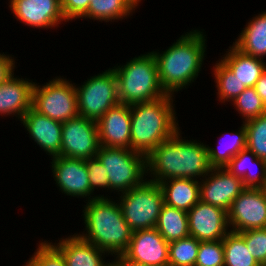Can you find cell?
Masks as SVG:
<instances>
[{"label":"cell","instance_id":"obj_1","mask_svg":"<svg viewBox=\"0 0 266 266\" xmlns=\"http://www.w3.org/2000/svg\"><path fill=\"white\" fill-rule=\"evenodd\" d=\"M179 131L146 156V173L151 172L156 183L174 178H204L213 168L207 146L195 140L180 139ZM155 175V176H154Z\"/></svg>","mask_w":266,"mask_h":266},{"label":"cell","instance_id":"obj_2","mask_svg":"<svg viewBox=\"0 0 266 266\" xmlns=\"http://www.w3.org/2000/svg\"><path fill=\"white\" fill-rule=\"evenodd\" d=\"M205 41L203 32L193 30L182 35L162 54L152 51L159 82L166 94L173 95L198 77L206 51Z\"/></svg>","mask_w":266,"mask_h":266},{"label":"cell","instance_id":"obj_3","mask_svg":"<svg viewBox=\"0 0 266 266\" xmlns=\"http://www.w3.org/2000/svg\"><path fill=\"white\" fill-rule=\"evenodd\" d=\"M87 233L78 234L105 252L123 254L129 247L133 231L125 221L119 203L102 196H93L84 207Z\"/></svg>","mask_w":266,"mask_h":266},{"label":"cell","instance_id":"obj_4","mask_svg":"<svg viewBox=\"0 0 266 266\" xmlns=\"http://www.w3.org/2000/svg\"><path fill=\"white\" fill-rule=\"evenodd\" d=\"M172 95L130 105L131 150L147 156L180 129L176 122Z\"/></svg>","mask_w":266,"mask_h":266},{"label":"cell","instance_id":"obj_5","mask_svg":"<svg viewBox=\"0 0 266 266\" xmlns=\"http://www.w3.org/2000/svg\"><path fill=\"white\" fill-rule=\"evenodd\" d=\"M113 68L116 74L120 103L133 105L153 101L167 95L160 85L157 65L152 52L135 57L126 65Z\"/></svg>","mask_w":266,"mask_h":266},{"label":"cell","instance_id":"obj_6","mask_svg":"<svg viewBox=\"0 0 266 266\" xmlns=\"http://www.w3.org/2000/svg\"><path fill=\"white\" fill-rule=\"evenodd\" d=\"M123 217L133 232L155 228L164 195L159 183L145 181L120 196Z\"/></svg>","mask_w":266,"mask_h":266},{"label":"cell","instance_id":"obj_7","mask_svg":"<svg viewBox=\"0 0 266 266\" xmlns=\"http://www.w3.org/2000/svg\"><path fill=\"white\" fill-rule=\"evenodd\" d=\"M96 157L107 170L109 190L124 193L145 181L146 156L139 152L100 146Z\"/></svg>","mask_w":266,"mask_h":266},{"label":"cell","instance_id":"obj_8","mask_svg":"<svg viewBox=\"0 0 266 266\" xmlns=\"http://www.w3.org/2000/svg\"><path fill=\"white\" fill-rule=\"evenodd\" d=\"M62 78H53L44 86L33 84L31 107L40 114L66 122L79 115L76 86Z\"/></svg>","mask_w":266,"mask_h":266},{"label":"cell","instance_id":"obj_9","mask_svg":"<svg viewBox=\"0 0 266 266\" xmlns=\"http://www.w3.org/2000/svg\"><path fill=\"white\" fill-rule=\"evenodd\" d=\"M75 88L78 113L87 119L97 122L111 107L120 103L113 68L90 77L82 86Z\"/></svg>","mask_w":266,"mask_h":266},{"label":"cell","instance_id":"obj_10","mask_svg":"<svg viewBox=\"0 0 266 266\" xmlns=\"http://www.w3.org/2000/svg\"><path fill=\"white\" fill-rule=\"evenodd\" d=\"M100 147L96 121L76 116L62 123L61 156L86 160Z\"/></svg>","mask_w":266,"mask_h":266},{"label":"cell","instance_id":"obj_11","mask_svg":"<svg viewBox=\"0 0 266 266\" xmlns=\"http://www.w3.org/2000/svg\"><path fill=\"white\" fill-rule=\"evenodd\" d=\"M227 214L230 231L266 228V188H245Z\"/></svg>","mask_w":266,"mask_h":266},{"label":"cell","instance_id":"obj_12","mask_svg":"<svg viewBox=\"0 0 266 266\" xmlns=\"http://www.w3.org/2000/svg\"><path fill=\"white\" fill-rule=\"evenodd\" d=\"M209 173L208 178L205 176L206 180L200 182V201L228 212L232 202L245 189L243 181L225 167H213Z\"/></svg>","mask_w":266,"mask_h":266},{"label":"cell","instance_id":"obj_13","mask_svg":"<svg viewBox=\"0 0 266 266\" xmlns=\"http://www.w3.org/2000/svg\"><path fill=\"white\" fill-rule=\"evenodd\" d=\"M187 214L190 236L200 242L223 240L228 233V214L220 207L199 201Z\"/></svg>","mask_w":266,"mask_h":266},{"label":"cell","instance_id":"obj_14","mask_svg":"<svg viewBox=\"0 0 266 266\" xmlns=\"http://www.w3.org/2000/svg\"><path fill=\"white\" fill-rule=\"evenodd\" d=\"M123 254L146 266H169V243L156 228L133 232L129 247Z\"/></svg>","mask_w":266,"mask_h":266},{"label":"cell","instance_id":"obj_15","mask_svg":"<svg viewBox=\"0 0 266 266\" xmlns=\"http://www.w3.org/2000/svg\"><path fill=\"white\" fill-rule=\"evenodd\" d=\"M96 123L100 146L131 149L130 105L116 104Z\"/></svg>","mask_w":266,"mask_h":266},{"label":"cell","instance_id":"obj_16","mask_svg":"<svg viewBox=\"0 0 266 266\" xmlns=\"http://www.w3.org/2000/svg\"><path fill=\"white\" fill-rule=\"evenodd\" d=\"M51 160L54 180L64 194L73 197H92L85 160L64 156Z\"/></svg>","mask_w":266,"mask_h":266},{"label":"cell","instance_id":"obj_17","mask_svg":"<svg viewBox=\"0 0 266 266\" xmlns=\"http://www.w3.org/2000/svg\"><path fill=\"white\" fill-rule=\"evenodd\" d=\"M9 7L20 22L30 27L51 28L66 22L61 0H10Z\"/></svg>","mask_w":266,"mask_h":266},{"label":"cell","instance_id":"obj_18","mask_svg":"<svg viewBox=\"0 0 266 266\" xmlns=\"http://www.w3.org/2000/svg\"><path fill=\"white\" fill-rule=\"evenodd\" d=\"M31 139L46 153L54 157L61 156L62 122L40 114L32 107L20 120Z\"/></svg>","mask_w":266,"mask_h":266},{"label":"cell","instance_id":"obj_19","mask_svg":"<svg viewBox=\"0 0 266 266\" xmlns=\"http://www.w3.org/2000/svg\"><path fill=\"white\" fill-rule=\"evenodd\" d=\"M13 75L0 85V114H17L21 120L31 108L34 82Z\"/></svg>","mask_w":266,"mask_h":266},{"label":"cell","instance_id":"obj_20","mask_svg":"<svg viewBox=\"0 0 266 266\" xmlns=\"http://www.w3.org/2000/svg\"><path fill=\"white\" fill-rule=\"evenodd\" d=\"M54 246L62 253L66 266H111V263H105L102 259V254L107 252L78 234L62 239L57 245L54 243Z\"/></svg>","mask_w":266,"mask_h":266},{"label":"cell","instance_id":"obj_21","mask_svg":"<svg viewBox=\"0 0 266 266\" xmlns=\"http://www.w3.org/2000/svg\"><path fill=\"white\" fill-rule=\"evenodd\" d=\"M164 203L188 212L200 201V182L195 178H174L159 183Z\"/></svg>","mask_w":266,"mask_h":266},{"label":"cell","instance_id":"obj_22","mask_svg":"<svg viewBox=\"0 0 266 266\" xmlns=\"http://www.w3.org/2000/svg\"><path fill=\"white\" fill-rule=\"evenodd\" d=\"M229 48L221 61L246 87H254L266 69V63L262 59L243 53L234 45Z\"/></svg>","mask_w":266,"mask_h":266},{"label":"cell","instance_id":"obj_23","mask_svg":"<svg viewBox=\"0 0 266 266\" xmlns=\"http://www.w3.org/2000/svg\"><path fill=\"white\" fill-rule=\"evenodd\" d=\"M252 157V158H251ZM255 164L260 171L254 174L248 171V164ZM232 174L242 179L245 188H266V161L257 156L247 148L241 150L225 166ZM247 171V172H246Z\"/></svg>","mask_w":266,"mask_h":266},{"label":"cell","instance_id":"obj_24","mask_svg":"<svg viewBox=\"0 0 266 266\" xmlns=\"http://www.w3.org/2000/svg\"><path fill=\"white\" fill-rule=\"evenodd\" d=\"M252 19L233 45L247 55L263 59L266 56V11Z\"/></svg>","mask_w":266,"mask_h":266},{"label":"cell","instance_id":"obj_25","mask_svg":"<svg viewBox=\"0 0 266 266\" xmlns=\"http://www.w3.org/2000/svg\"><path fill=\"white\" fill-rule=\"evenodd\" d=\"M155 228L168 243L190 236L187 212L165 203Z\"/></svg>","mask_w":266,"mask_h":266},{"label":"cell","instance_id":"obj_26","mask_svg":"<svg viewBox=\"0 0 266 266\" xmlns=\"http://www.w3.org/2000/svg\"><path fill=\"white\" fill-rule=\"evenodd\" d=\"M134 8L136 5L131 0H93L82 18L109 22L129 16Z\"/></svg>","mask_w":266,"mask_h":266},{"label":"cell","instance_id":"obj_27","mask_svg":"<svg viewBox=\"0 0 266 266\" xmlns=\"http://www.w3.org/2000/svg\"><path fill=\"white\" fill-rule=\"evenodd\" d=\"M222 241L224 266H261L252 257L245 239L238 232L228 231Z\"/></svg>","mask_w":266,"mask_h":266},{"label":"cell","instance_id":"obj_28","mask_svg":"<svg viewBox=\"0 0 266 266\" xmlns=\"http://www.w3.org/2000/svg\"><path fill=\"white\" fill-rule=\"evenodd\" d=\"M230 137V143H226V147L224 146L225 143L224 145L223 143L220 144V146L225 147L222 150H220L221 148L218 150L210 148L207 145L209 163L212 167H225L233 157L246 148L247 136L244 123L242 124L240 130L235 134L233 133Z\"/></svg>","mask_w":266,"mask_h":266},{"label":"cell","instance_id":"obj_29","mask_svg":"<svg viewBox=\"0 0 266 266\" xmlns=\"http://www.w3.org/2000/svg\"><path fill=\"white\" fill-rule=\"evenodd\" d=\"M214 67L215 82L218 88L217 95L220 101L222 100L224 103L225 100L229 102L231 99L233 101L247 88L222 61L216 63Z\"/></svg>","mask_w":266,"mask_h":266},{"label":"cell","instance_id":"obj_30","mask_svg":"<svg viewBox=\"0 0 266 266\" xmlns=\"http://www.w3.org/2000/svg\"><path fill=\"white\" fill-rule=\"evenodd\" d=\"M200 241L192 236L169 243V266H195Z\"/></svg>","mask_w":266,"mask_h":266},{"label":"cell","instance_id":"obj_31","mask_svg":"<svg viewBox=\"0 0 266 266\" xmlns=\"http://www.w3.org/2000/svg\"><path fill=\"white\" fill-rule=\"evenodd\" d=\"M243 123L246 127V148L266 161V113Z\"/></svg>","mask_w":266,"mask_h":266},{"label":"cell","instance_id":"obj_32","mask_svg":"<svg viewBox=\"0 0 266 266\" xmlns=\"http://www.w3.org/2000/svg\"><path fill=\"white\" fill-rule=\"evenodd\" d=\"M233 104L243 118H245V121L266 113V106L263 104L261 97L256 93L254 87H247L233 100Z\"/></svg>","mask_w":266,"mask_h":266},{"label":"cell","instance_id":"obj_33","mask_svg":"<svg viewBox=\"0 0 266 266\" xmlns=\"http://www.w3.org/2000/svg\"><path fill=\"white\" fill-rule=\"evenodd\" d=\"M25 266H66V262L62 253L51 242L44 241L38 245Z\"/></svg>","mask_w":266,"mask_h":266},{"label":"cell","instance_id":"obj_34","mask_svg":"<svg viewBox=\"0 0 266 266\" xmlns=\"http://www.w3.org/2000/svg\"><path fill=\"white\" fill-rule=\"evenodd\" d=\"M239 234L245 239L252 257L261 266H266V228L249 229Z\"/></svg>","mask_w":266,"mask_h":266},{"label":"cell","instance_id":"obj_35","mask_svg":"<svg viewBox=\"0 0 266 266\" xmlns=\"http://www.w3.org/2000/svg\"><path fill=\"white\" fill-rule=\"evenodd\" d=\"M195 266H224L223 241L200 242Z\"/></svg>","mask_w":266,"mask_h":266},{"label":"cell","instance_id":"obj_36","mask_svg":"<svg viewBox=\"0 0 266 266\" xmlns=\"http://www.w3.org/2000/svg\"><path fill=\"white\" fill-rule=\"evenodd\" d=\"M89 174L90 190L93 193L96 188H108L109 180L106 168L100 163L98 158L92 157L85 160Z\"/></svg>","mask_w":266,"mask_h":266},{"label":"cell","instance_id":"obj_37","mask_svg":"<svg viewBox=\"0 0 266 266\" xmlns=\"http://www.w3.org/2000/svg\"><path fill=\"white\" fill-rule=\"evenodd\" d=\"M93 0H61V9L66 21L81 18Z\"/></svg>","mask_w":266,"mask_h":266},{"label":"cell","instance_id":"obj_38","mask_svg":"<svg viewBox=\"0 0 266 266\" xmlns=\"http://www.w3.org/2000/svg\"><path fill=\"white\" fill-rule=\"evenodd\" d=\"M14 64V59L11 56L0 53V85L13 74Z\"/></svg>","mask_w":266,"mask_h":266},{"label":"cell","instance_id":"obj_39","mask_svg":"<svg viewBox=\"0 0 266 266\" xmlns=\"http://www.w3.org/2000/svg\"><path fill=\"white\" fill-rule=\"evenodd\" d=\"M256 93L261 97L263 104L266 106V69L254 86Z\"/></svg>","mask_w":266,"mask_h":266},{"label":"cell","instance_id":"obj_40","mask_svg":"<svg viewBox=\"0 0 266 266\" xmlns=\"http://www.w3.org/2000/svg\"><path fill=\"white\" fill-rule=\"evenodd\" d=\"M116 260L111 263V266H146L142 263L128 259L124 254L116 256Z\"/></svg>","mask_w":266,"mask_h":266},{"label":"cell","instance_id":"obj_41","mask_svg":"<svg viewBox=\"0 0 266 266\" xmlns=\"http://www.w3.org/2000/svg\"><path fill=\"white\" fill-rule=\"evenodd\" d=\"M136 6L138 5V3L141 1V0H131Z\"/></svg>","mask_w":266,"mask_h":266}]
</instances>
